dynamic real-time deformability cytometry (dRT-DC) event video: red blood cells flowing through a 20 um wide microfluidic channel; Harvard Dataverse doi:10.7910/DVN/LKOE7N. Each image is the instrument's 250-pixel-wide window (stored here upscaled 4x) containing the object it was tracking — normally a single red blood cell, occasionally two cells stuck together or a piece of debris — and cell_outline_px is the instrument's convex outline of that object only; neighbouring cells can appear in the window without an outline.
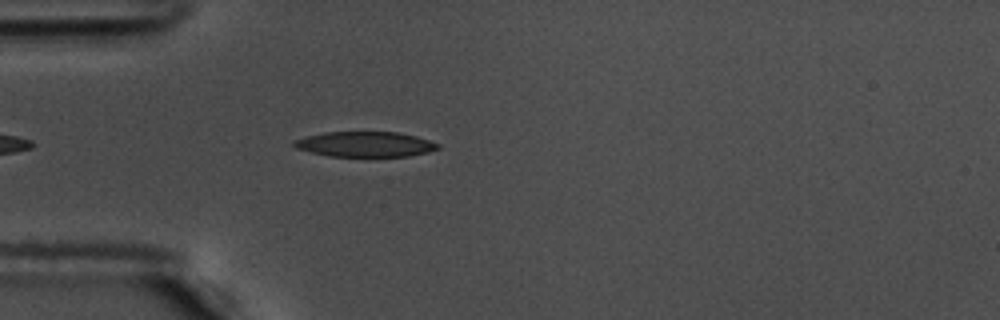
{"species": "common noctule bat (a hibernating species)", "species_latin": "Nyctalus noctula", "temperature_condition": "warm", "stored_images_in_passage": 27, "camera_frame_rate_fps": 3000, "um_per_image_px": 0.085, "animal": {"sex": "male", "body_mass_g": 17.5, "forearm_length_mm": 52.3}, "frame": {"image": 1, "passage_image": 5, "time_ms": 1.333, "image_size_px": [1000, 320], "cell_outline_px": [[440, 148], [428, 152], [408, 156], [328, 156], [296, 148], [292, 144], [292, 140], [324, 132], [396, 132], [416, 136], [440, 144]], "centroid_in_image_um": [31.03, 12.26], "position_along_channel_um": 54.0, "area_um2": 21.04}}